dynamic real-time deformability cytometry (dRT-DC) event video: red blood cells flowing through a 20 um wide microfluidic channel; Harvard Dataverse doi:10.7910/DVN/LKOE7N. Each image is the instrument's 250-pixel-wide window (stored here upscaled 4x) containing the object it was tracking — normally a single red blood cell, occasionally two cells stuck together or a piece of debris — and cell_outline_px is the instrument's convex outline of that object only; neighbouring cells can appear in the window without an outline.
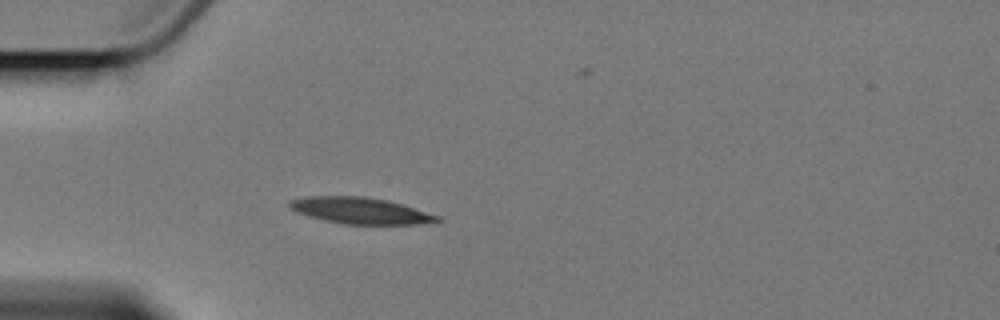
{"species": "Egyptian fruit bat (a non-hibernating species)", "species_latin": "Rousettus aegyptiacus", "temperature_condition": "cold", "stored_images_in_passage": 5, "camera_frame_rate_fps": 3000, "um_per_image_px": 0.085, "animal": {"sex": "female"}, "frame": {"image": 1, "passage_image": 4, "time_ms": 5.333, "image_size_px": [1000, 320], "cell_outline_px": [[444, 220], [420, 224], [344, 224], [324, 220], [308, 216], [296, 212], [288, 204], [288, 200], [308, 196], [364, 196], [384, 200], [400, 204], [440, 216]], "centroid_in_image_um": [30.6, 17.91], "position_along_channel_um": 54.4, "area_um2": 22.48}}